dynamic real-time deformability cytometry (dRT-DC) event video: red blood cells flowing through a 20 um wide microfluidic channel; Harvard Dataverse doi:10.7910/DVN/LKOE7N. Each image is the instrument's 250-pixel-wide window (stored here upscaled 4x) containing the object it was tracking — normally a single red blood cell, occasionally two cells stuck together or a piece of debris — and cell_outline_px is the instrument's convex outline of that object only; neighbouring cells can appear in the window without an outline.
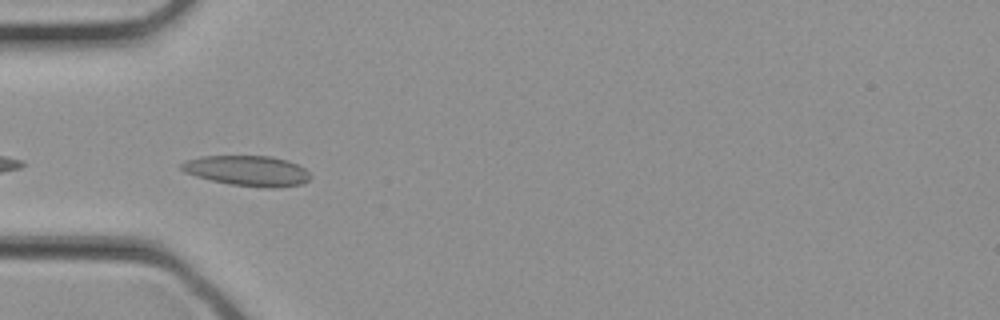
{"species": "common noctule bat (a hibernating species)", "species_latin": "Nyctalus noctula", "temperature_condition": "cold", "stored_images_in_passage": 14, "camera_frame_rate_fps": 3000, "um_per_image_px": 0.085, "animal": {"sex": "female", "body_mass_g": 21.9}, "frame": {"image": 1, "passage_image": 10, "time_ms": 3.0, "image_size_px": [1000, 320], "cell_outline_px": [[312, 176], [308, 180], [300, 184], [272, 188], [268, 188], [232, 184], [212, 180], [196, 176], [184, 172], [180, 168], [180, 164], [184, 160], [200, 156], [272, 156], [288, 160], [304, 168]], "centroid_in_image_um": [21.01, 14.5], "position_along_channel_um": 64.0, "area_um2": 22.72}}